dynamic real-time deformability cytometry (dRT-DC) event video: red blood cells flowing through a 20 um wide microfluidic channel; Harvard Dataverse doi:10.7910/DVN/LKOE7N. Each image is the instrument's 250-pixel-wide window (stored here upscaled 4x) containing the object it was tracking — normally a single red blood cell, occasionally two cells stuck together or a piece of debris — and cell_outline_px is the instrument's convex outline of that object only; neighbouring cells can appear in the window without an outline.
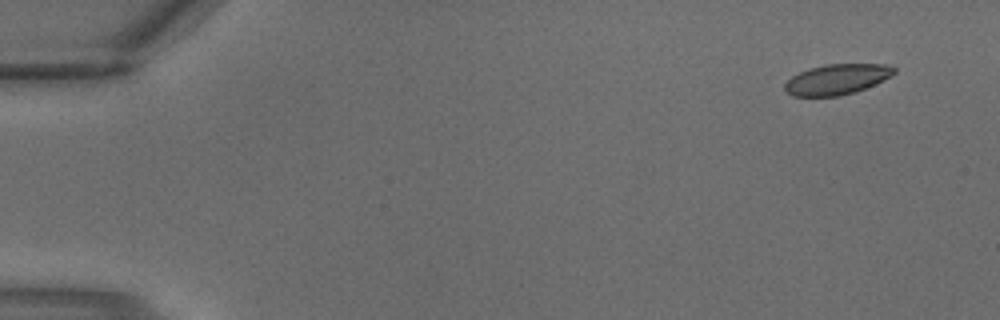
{"species": "common noctule bat (a hibernating species)", "species_latin": "Nyctalus noctula", "temperature_condition": "warm", "stored_images_in_passage": 3, "camera_frame_rate_fps": 3000, "um_per_image_px": 0.085, "animal": {"sex": "male", "body_mass_g": 18.8}, "frame": {"image": 1, "passage_image": 1, "time_ms": 0.0, "image_size_px": [1000, 320], "cell_outline_px": [[896, 72], [864, 88], [840, 96], [792, 96], [784, 88], [784, 84], [792, 76], [808, 68], [824, 64], [888, 64], [896, 68]], "centroid_in_image_um": [71.09, 6.73], "position_along_channel_um": 13.9, "area_um2": 19.07}}
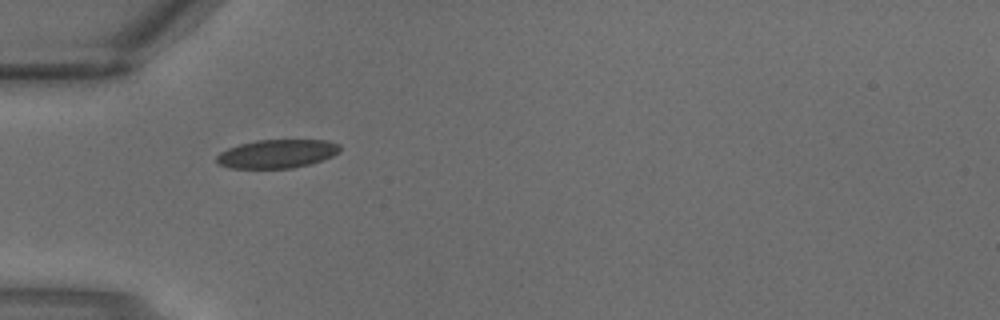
{"frame": {"image": 2, "passage_image": 3, "time_ms": 0.667, "image_size_px": [1000, 320], "cell_outline_px": [[340, 152], [332, 156], [308, 164], [292, 168], [228, 168], [220, 164], [216, 160], [216, 156], [220, 152], [228, 148], [240, 144], [256, 140], [328, 140], [340, 144]], "centroid_in_image_um": [23.54, 13.06], "position_along_channel_um": 61.5, "area_um2": 20.46}}